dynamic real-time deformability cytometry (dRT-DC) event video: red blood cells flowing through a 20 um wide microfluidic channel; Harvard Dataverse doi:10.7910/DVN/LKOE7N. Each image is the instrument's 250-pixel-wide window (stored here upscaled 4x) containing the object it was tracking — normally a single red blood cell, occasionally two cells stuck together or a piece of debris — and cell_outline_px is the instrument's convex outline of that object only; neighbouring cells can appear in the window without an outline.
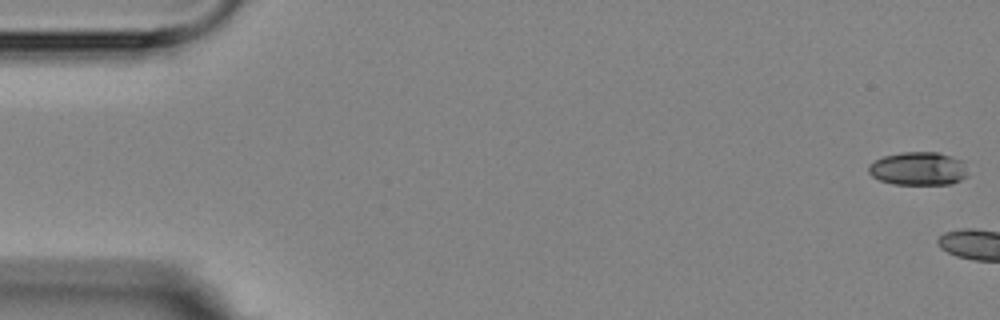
{"species": "Egyptian fruit bat (a non-hibernating species)", "species_latin": "Rousettus aegyptiacus", "temperature_condition": "room temperature", "stored_images_in_passage": 7, "camera_frame_rate_fps": 3000, "um_per_image_px": 0.085, "animal": {"sex": "female"}, "frame": {"image": 1, "passage_image": 1, "time_ms": 0.0, "image_size_px": [1000, 320], "cell_outline_px": [[968, 176], [952, 184], [892, 184], [880, 180], [872, 176], [868, 172], [868, 164], [884, 156], [900, 152], [936, 152], [952, 156], [960, 160]], "centroid_in_image_um": [78.02, 14.34], "position_along_channel_um": 7.0, "area_um2": 19.19}}